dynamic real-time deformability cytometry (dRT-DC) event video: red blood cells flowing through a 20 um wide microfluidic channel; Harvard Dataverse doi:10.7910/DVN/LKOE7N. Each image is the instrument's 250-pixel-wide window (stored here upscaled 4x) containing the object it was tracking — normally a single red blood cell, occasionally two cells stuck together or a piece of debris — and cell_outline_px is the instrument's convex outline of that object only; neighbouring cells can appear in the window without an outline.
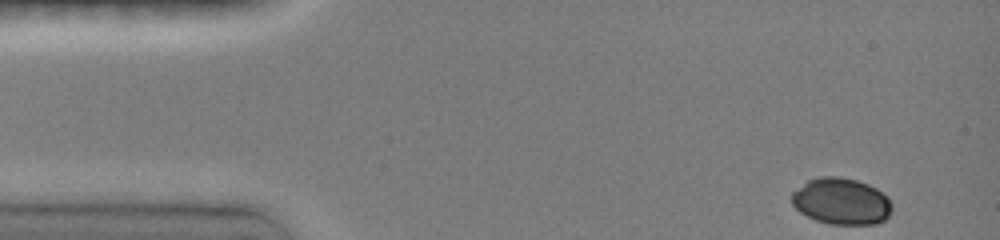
{"species": "common noctule bat (a hibernating species)", "species_latin": "Nyctalus noctula", "temperature_condition": "room temperature", "stored_images_in_passage": 41, "camera_frame_rate_fps": 3000, "um_per_image_px": 0.085, "animal": {"sex": "female", "body_mass_g": 19.0, "forearm_length_mm": 51.5}, "frame": {"image": 1, "passage_image": 1, "time_ms": 0.0, "image_size_px": [1000, 240], "cell_outline_px": [[892, 208], [888, 216], [884, 220], [876, 224], [828, 224], [816, 220], [800, 212], [792, 204], [792, 192], [808, 180], [820, 176], [840, 176], [856, 180], [868, 184], [876, 188], [888, 196], [892, 204]], "centroid_in_image_um": [71.53, 17.1], "position_along_channel_um": 13.5, "area_um2": 27.28}}
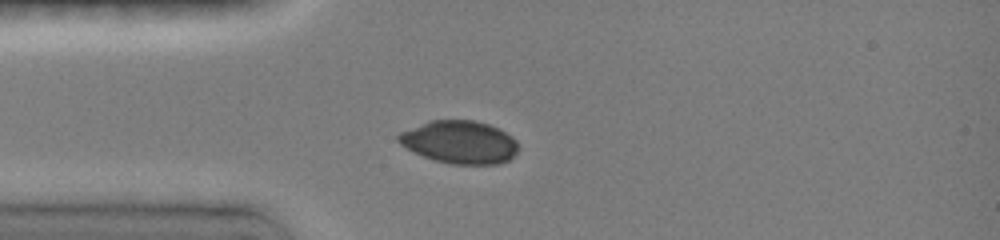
{"frame": {"image": 2, "passage_image": 14, "time_ms": 3.0, "image_size_px": [1000, 240], "cell_outline_px": [[520, 148], [508, 160], [500, 164], [452, 164], [436, 160], [424, 156], [400, 144], [396, 140], [396, 136], [400, 132], [428, 120], [476, 120], [500, 128], [512, 136], [516, 140]], "centroid_in_image_um": [39.09, 12.06], "position_along_channel_um": 45.9, "area_um2": 30.06}}
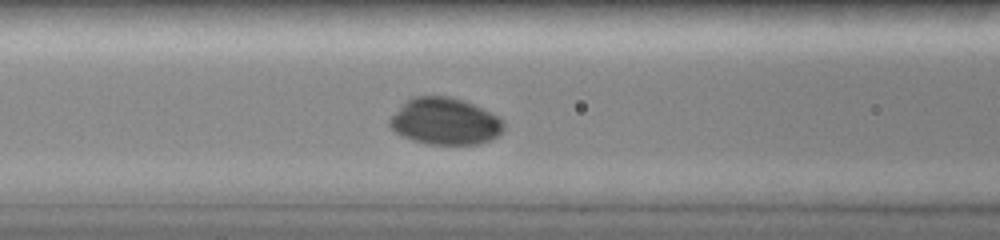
{"frame": {"image": 3, "passage_image": 22, "time_ms": 5.333, "image_size_px": [1000, 240], "cell_outline_px": [[504, 128], [492, 140], [480, 144], [428, 144], [404, 136], [388, 128], [388, 120], [408, 100], [416, 96], [448, 96], [472, 104], [500, 116], [504, 124]], "centroid_in_image_um": [37.84, 10.33], "position_along_channel_um": 128.8, "area_um2": 30.75}}